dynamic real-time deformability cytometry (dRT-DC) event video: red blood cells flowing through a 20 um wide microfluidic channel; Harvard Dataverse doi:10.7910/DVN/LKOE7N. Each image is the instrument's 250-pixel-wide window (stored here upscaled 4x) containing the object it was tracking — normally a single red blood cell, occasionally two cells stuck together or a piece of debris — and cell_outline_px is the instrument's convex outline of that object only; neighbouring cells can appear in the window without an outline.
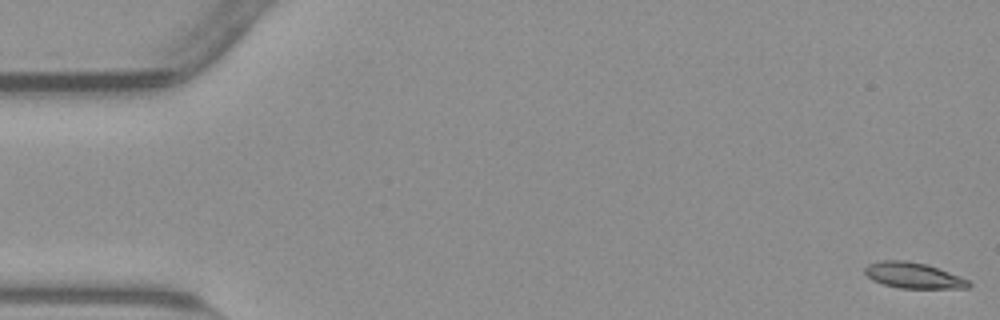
{"species": "common noctule bat (a hibernating species)", "species_latin": "Nyctalus noctula", "temperature_condition": "warm", "stored_images_in_passage": 55, "camera_frame_rate_fps": 3000, "um_per_image_px": 0.085, "animal": {"sex": "male", "body_mass_g": 23.1, "forearm_length_mm": 52.7}, "frame": {"image": 1, "passage_image": 1, "time_ms": 0.0, "image_size_px": [1000, 320], "cell_outline_px": [[972, 284], [968, 288], [900, 288], [884, 284], [872, 280], [864, 272], [864, 268], [868, 264], [880, 260], [908, 260], [928, 264], [968, 280]], "centroid_in_image_um": [77.61, 23.4], "position_along_channel_um": 7.4, "area_um2": 15.61}}
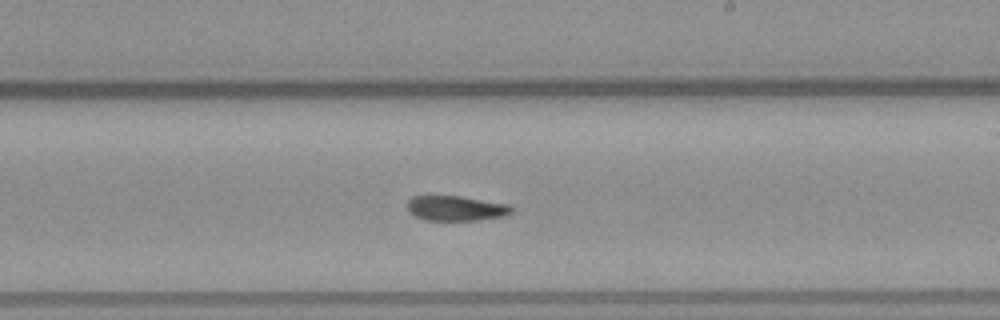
{"frame": {"image": 2, "passage_image": 32, "time_ms": 10.333, "image_size_px": [1000, 320], "cell_outline_px": [[512, 212], [504, 216], [476, 220], [424, 220], [408, 212], [408, 200], [412, 196], [460, 196], [508, 204], [512, 208]], "centroid_in_image_um": [38.73, 17.7], "position_along_channel_um": 250.3, "area_um2": 15.09}}
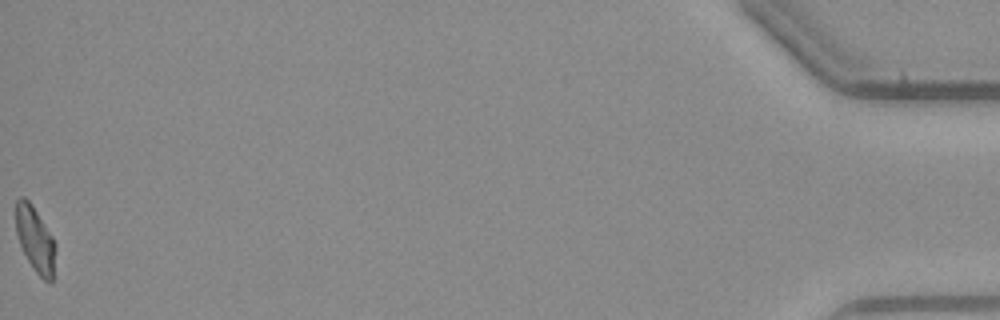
{"frame": {"image": 3, "passage_image": 55, "time_ms": 18.0, "image_size_px": [1000, 320], "cell_outline_px": [[56, 248], [52, 284], [48, 284], [36, 272], [28, 260], [20, 244], [16, 232], [16, 200], [20, 196], [24, 196], [32, 204], [52, 236], [56, 244]], "centroid_in_image_um": [3.01, 20.36], "position_along_channel_um": 432.2, "area_um2": 15.14}, "authors_computed_cell_mechanics": {"area_um2": 15.895, "velocity_mm_per_s": 3.8168, "shape_relaxation_time_tau1_ms": null, "shape_relaxation_time_tau2_ms": 3.8743, "deformation_change_tau1": null, "deformation_change_tau2": 0.0959}}